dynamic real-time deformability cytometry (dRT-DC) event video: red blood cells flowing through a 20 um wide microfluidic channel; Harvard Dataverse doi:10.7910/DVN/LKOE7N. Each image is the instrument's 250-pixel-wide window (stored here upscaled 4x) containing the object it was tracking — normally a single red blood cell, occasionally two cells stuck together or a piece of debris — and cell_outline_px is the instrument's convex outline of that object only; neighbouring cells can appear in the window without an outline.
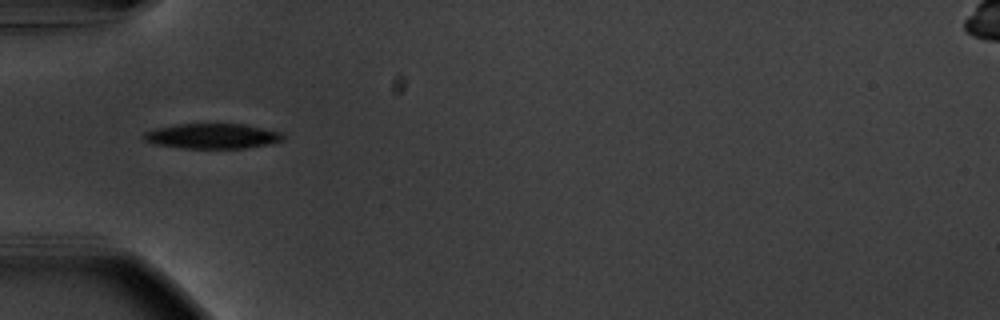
{"species": "common noctule bat (a hibernating species)", "species_latin": "Nyctalus noctula", "temperature_condition": "warm", "stored_images_in_passage": 38, "camera_frame_rate_fps": 3000, "um_per_image_px": 0.085, "animal": {"sex": "male", "body_mass_g": 20.1, "forearm_length_mm": 53.5}, "frame": {"image": 1, "passage_image": 1, "time_ms": 0.0, "image_size_px": [1000, 320], "cell_outline_px": [[284, 140], [268, 144], [244, 148], [184, 148], [156, 144], [144, 140], [140, 136], [144, 132], [156, 128], [176, 124], [244, 124], [280, 132], [284, 136]], "centroid_in_image_um": [18.01, 11.56], "position_along_channel_um": 67.0, "area_um2": 20.29}}
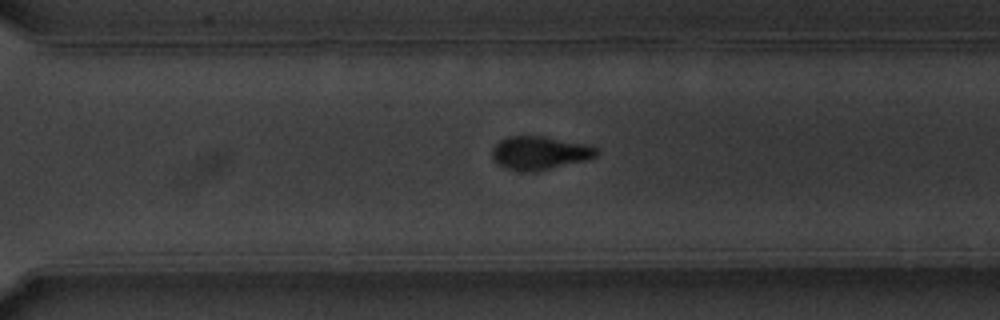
{"frame": {"image": 2, "passage_image": 22, "time_ms": 7.0, "image_size_px": [1000, 320], "cell_outline_px": [[600, 152], [596, 156], [584, 160], [536, 172], [528, 172], [504, 168], [492, 156], [492, 148], [500, 140], [508, 136], [544, 136], [588, 144], [600, 148]], "centroid_in_image_um": [45.91, 12.99], "position_along_channel_um": 324.7, "area_um2": 20.35}}
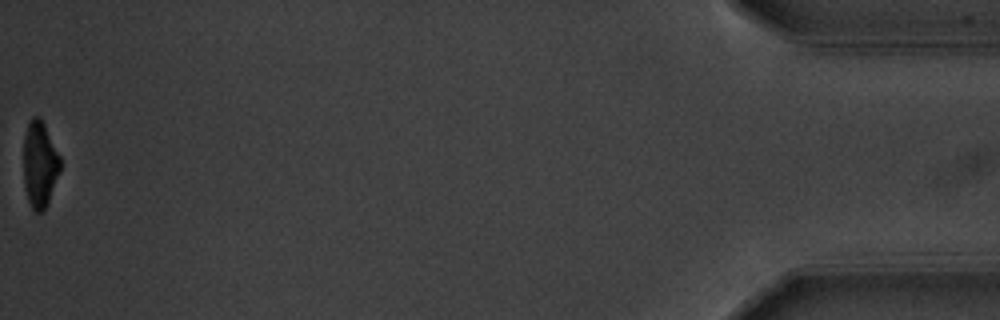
{"frame": {"image": 3, "passage_image": 38, "time_ms": 12.333, "image_size_px": [1000, 320], "cell_outline_px": [[60, 172], [48, 200], [44, 208], [40, 212], [36, 212], [32, 208], [28, 200], [24, 188], [24, 136], [28, 124], [32, 116], [36, 116], [44, 124], [60, 156]], "centroid_in_image_um": [3.37, 13.96], "position_along_channel_um": 431.8, "area_um2": 18.09}, "authors_computed_cell_mechanics": {"area_um2": 20.7213, "velocity_mm_per_s": 3.6963, "shape_relaxation_time_tau1_ms": 2.3297, "shape_relaxation_time_tau2_ms": 8.5965, "deformation_change_tau1": 0.1558, "deformation_change_tau2": 0.1473}}